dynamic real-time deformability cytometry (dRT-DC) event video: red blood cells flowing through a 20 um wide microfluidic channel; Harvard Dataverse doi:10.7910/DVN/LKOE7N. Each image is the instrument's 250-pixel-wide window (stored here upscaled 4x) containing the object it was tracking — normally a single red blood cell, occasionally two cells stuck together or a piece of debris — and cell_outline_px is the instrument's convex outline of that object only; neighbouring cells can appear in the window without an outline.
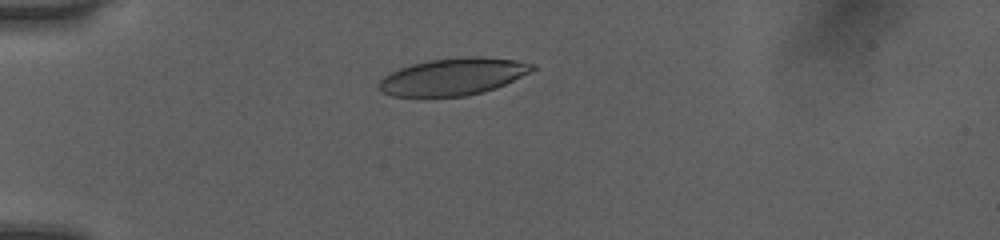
{"species": "human", "species_latin": "Homo sapiens", "temperature_condition": "room temperature", "stored_images_in_passage": 32, "camera_frame_rate_fps": 3000, "um_per_image_px": 0.085, "donor": {"sex": "female"}, "frame": {"image": 1, "passage_image": 1, "time_ms": 0.0, "image_size_px": [1000, 240], "cell_outline_px": [[536, 68], [532, 72], [496, 88], [484, 92], [464, 96], [392, 96], [380, 92], [380, 80], [384, 76], [400, 68], [412, 64], [428, 60], [460, 56], [480, 56], [520, 60], [536, 64]], "centroid_in_image_um": [38.58, 6.49], "position_along_channel_um": 46.4, "area_um2": 33.41}}
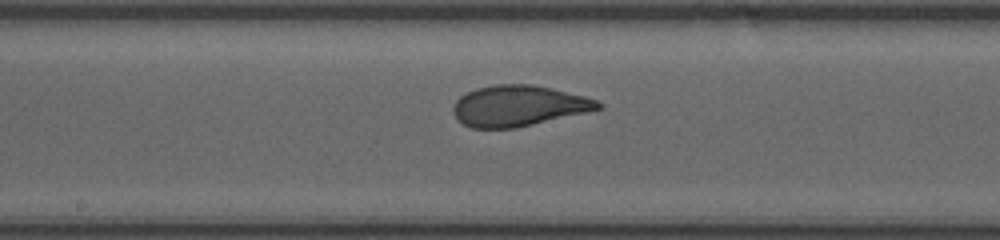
{"frame": {"image": 2, "passage_image": 15, "time_ms": 4.667, "image_size_px": [1000, 240], "cell_outline_px": [[604, 108], [516, 128], [472, 128], [456, 120], [452, 112], [452, 108], [456, 100], [460, 96], [476, 88], [496, 84], [532, 84], [552, 88], [584, 96], [596, 100], [604, 104]], "centroid_in_image_um": [44.06, 8.99], "position_along_channel_um": 204.1, "area_um2": 34.56}}
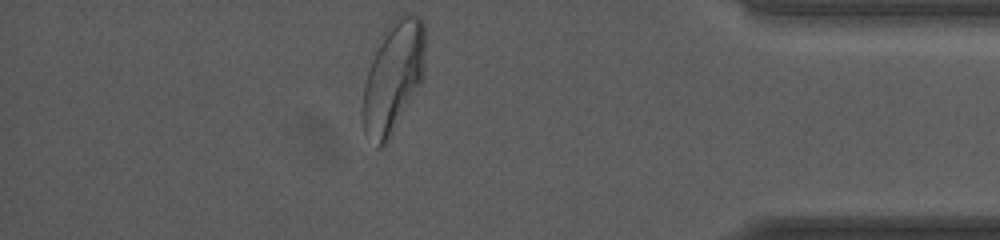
{"frame": {"image": 3, "passage_image": 32, "time_ms": 10.333, "image_size_px": [1000, 240], "cell_outline_px": [[424, 76], [420, 84], [388, 140], [380, 148], [376, 148], [364, 132], [364, 84], [372, 60], [392, 20], [396, 16], [404, 12], [420, 16], [424, 20]], "centroid_in_image_um": [33.46, 6.53], "position_along_channel_um": 401.7, "area_um2": 39.54}, "authors_computed_cell_mechanics": {"area_um2": 34.6222, "velocity_mm_per_s": 4.0282, "shape_relaxation_time_tau1_ms": 3.926, "shape_relaxation_time_tau2_ms": null, "deformation_change_tau1": 0.1733, "deformation_change_tau2": null}}